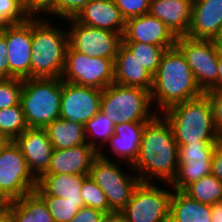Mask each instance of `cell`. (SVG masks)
I'll list each match as a JSON object with an SVG mask.
<instances>
[{"instance_id": "obj_1", "label": "cell", "mask_w": 222, "mask_h": 222, "mask_svg": "<svg viewBox=\"0 0 222 222\" xmlns=\"http://www.w3.org/2000/svg\"><path fill=\"white\" fill-rule=\"evenodd\" d=\"M179 165V147L173 130L163 115L157 113L143 129L139 153L131 167L139 171L141 182L158 177L166 184L174 180Z\"/></svg>"}, {"instance_id": "obj_2", "label": "cell", "mask_w": 222, "mask_h": 222, "mask_svg": "<svg viewBox=\"0 0 222 222\" xmlns=\"http://www.w3.org/2000/svg\"><path fill=\"white\" fill-rule=\"evenodd\" d=\"M203 94L182 51L176 45L166 49L153 75L150 91L151 102L157 101L158 109L161 108L158 112Z\"/></svg>"}, {"instance_id": "obj_3", "label": "cell", "mask_w": 222, "mask_h": 222, "mask_svg": "<svg viewBox=\"0 0 222 222\" xmlns=\"http://www.w3.org/2000/svg\"><path fill=\"white\" fill-rule=\"evenodd\" d=\"M163 112L178 145L215 143L219 138L214 127L212 104L206 94L170 106Z\"/></svg>"}, {"instance_id": "obj_4", "label": "cell", "mask_w": 222, "mask_h": 222, "mask_svg": "<svg viewBox=\"0 0 222 222\" xmlns=\"http://www.w3.org/2000/svg\"><path fill=\"white\" fill-rule=\"evenodd\" d=\"M67 47L68 31L31 18V78H61Z\"/></svg>"}, {"instance_id": "obj_5", "label": "cell", "mask_w": 222, "mask_h": 222, "mask_svg": "<svg viewBox=\"0 0 222 222\" xmlns=\"http://www.w3.org/2000/svg\"><path fill=\"white\" fill-rule=\"evenodd\" d=\"M61 78H26L20 103L28 127L45 128L60 117Z\"/></svg>"}, {"instance_id": "obj_6", "label": "cell", "mask_w": 222, "mask_h": 222, "mask_svg": "<svg viewBox=\"0 0 222 222\" xmlns=\"http://www.w3.org/2000/svg\"><path fill=\"white\" fill-rule=\"evenodd\" d=\"M151 104L150 91L112 83L102 90L100 111L115 125L148 122L158 113L150 111Z\"/></svg>"}, {"instance_id": "obj_7", "label": "cell", "mask_w": 222, "mask_h": 222, "mask_svg": "<svg viewBox=\"0 0 222 222\" xmlns=\"http://www.w3.org/2000/svg\"><path fill=\"white\" fill-rule=\"evenodd\" d=\"M89 175L106 195L111 211L121 212L131 199L140 178L125 174L99 150L94 159Z\"/></svg>"}, {"instance_id": "obj_8", "label": "cell", "mask_w": 222, "mask_h": 222, "mask_svg": "<svg viewBox=\"0 0 222 222\" xmlns=\"http://www.w3.org/2000/svg\"><path fill=\"white\" fill-rule=\"evenodd\" d=\"M114 60L90 57L68 45L61 79L71 84L103 90L114 83Z\"/></svg>"}, {"instance_id": "obj_9", "label": "cell", "mask_w": 222, "mask_h": 222, "mask_svg": "<svg viewBox=\"0 0 222 222\" xmlns=\"http://www.w3.org/2000/svg\"><path fill=\"white\" fill-rule=\"evenodd\" d=\"M37 185L20 147L8 141L0 150V194L9 202L33 192Z\"/></svg>"}, {"instance_id": "obj_10", "label": "cell", "mask_w": 222, "mask_h": 222, "mask_svg": "<svg viewBox=\"0 0 222 222\" xmlns=\"http://www.w3.org/2000/svg\"><path fill=\"white\" fill-rule=\"evenodd\" d=\"M176 46L182 51L197 85L205 94L217 85L218 57L222 51L215 40L180 36Z\"/></svg>"}, {"instance_id": "obj_11", "label": "cell", "mask_w": 222, "mask_h": 222, "mask_svg": "<svg viewBox=\"0 0 222 222\" xmlns=\"http://www.w3.org/2000/svg\"><path fill=\"white\" fill-rule=\"evenodd\" d=\"M172 192L140 182L121 211L128 222H168Z\"/></svg>"}, {"instance_id": "obj_12", "label": "cell", "mask_w": 222, "mask_h": 222, "mask_svg": "<svg viewBox=\"0 0 222 222\" xmlns=\"http://www.w3.org/2000/svg\"><path fill=\"white\" fill-rule=\"evenodd\" d=\"M66 20L72 25L68 30V45L73 50L90 57H116L122 43V36L119 33L83 25L74 18Z\"/></svg>"}, {"instance_id": "obj_13", "label": "cell", "mask_w": 222, "mask_h": 222, "mask_svg": "<svg viewBox=\"0 0 222 222\" xmlns=\"http://www.w3.org/2000/svg\"><path fill=\"white\" fill-rule=\"evenodd\" d=\"M102 90L62 80L60 117L85 124L100 111Z\"/></svg>"}, {"instance_id": "obj_14", "label": "cell", "mask_w": 222, "mask_h": 222, "mask_svg": "<svg viewBox=\"0 0 222 222\" xmlns=\"http://www.w3.org/2000/svg\"><path fill=\"white\" fill-rule=\"evenodd\" d=\"M9 78H31V18L18 24H6Z\"/></svg>"}, {"instance_id": "obj_15", "label": "cell", "mask_w": 222, "mask_h": 222, "mask_svg": "<svg viewBox=\"0 0 222 222\" xmlns=\"http://www.w3.org/2000/svg\"><path fill=\"white\" fill-rule=\"evenodd\" d=\"M177 38L165 23L146 13L125 20L122 42H143L168 49L176 45Z\"/></svg>"}, {"instance_id": "obj_16", "label": "cell", "mask_w": 222, "mask_h": 222, "mask_svg": "<svg viewBox=\"0 0 222 222\" xmlns=\"http://www.w3.org/2000/svg\"><path fill=\"white\" fill-rule=\"evenodd\" d=\"M14 141L20 147L30 172L39 180L47 172L53 154L47 131L29 127Z\"/></svg>"}, {"instance_id": "obj_17", "label": "cell", "mask_w": 222, "mask_h": 222, "mask_svg": "<svg viewBox=\"0 0 222 222\" xmlns=\"http://www.w3.org/2000/svg\"><path fill=\"white\" fill-rule=\"evenodd\" d=\"M98 151L88 143L68 149H53L52 159L44 175H89Z\"/></svg>"}, {"instance_id": "obj_18", "label": "cell", "mask_w": 222, "mask_h": 222, "mask_svg": "<svg viewBox=\"0 0 222 222\" xmlns=\"http://www.w3.org/2000/svg\"><path fill=\"white\" fill-rule=\"evenodd\" d=\"M222 29V0H194L187 36L215 40Z\"/></svg>"}, {"instance_id": "obj_19", "label": "cell", "mask_w": 222, "mask_h": 222, "mask_svg": "<svg viewBox=\"0 0 222 222\" xmlns=\"http://www.w3.org/2000/svg\"><path fill=\"white\" fill-rule=\"evenodd\" d=\"M83 25L100 28L123 35L125 19L114 0H92L74 17Z\"/></svg>"}, {"instance_id": "obj_20", "label": "cell", "mask_w": 222, "mask_h": 222, "mask_svg": "<svg viewBox=\"0 0 222 222\" xmlns=\"http://www.w3.org/2000/svg\"><path fill=\"white\" fill-rule=\"evenodd\" d=\"M114 83L136 86L151 91L153 75L122 42L114 60Z\"/></svg>"}, {"instance_id": "obj_21", "label": "cell", "mask_w": 222, "mask_h": 222, "mask_svg": "<svg viewBox=\"0 0 222 222\" xmlns=\"http://www.w3.org/2000/svg\"><path fill=\"white\" fill-rule=\"evenodd\" d=\"M194 0H150L149 13L165 23L177 36H186Z\"/></svg>"}, {"instance_id": "obj_22", "label": "cell", "mask_w": 222, "mask_h": 222, "mask_svg": "<svg viewBox=\"0 0 222 222\" xmlns=\"http://www.w3.org/2000/svg\"><path fill=\"white\" fill-rule=\"evenodd\" d=\"M147 122H126L115 125L114 135L107 141L118 158L132 167L137 159Z\"/></svg>"}, {"instance_id": "obj_23", "label": "cell", "mask_w": 222, "mask_h": 222, "mask_svg": "<svg viewBox=\"0 0 222 222\" xmlns=\"http://www.w3.org/2000/svg\"><path fill=\"white\" fill-rule=\"evenodd\" d=\"M211 205L174 190L170 198L168 222H211Z\"/></svg>"}, {"instance_id": "obj_24", "label": "cell", "mask_w": 222, "mask_h": 222, "mask_svg": "<svg viewBox=\"0 0 222 222\" xmlns=\"http://www.w3.org/2000/svg\"><path fill=\"white\" fill-rule=\"evenodd\" d=\"M6 210L13 222H54L46 203L35 191L9 201Z\"/></svg>"}, {"instance_id": "obj_25", "label": "cell", "mask_w": 222, "mask_h": 222, "mask_svg": "<svg viewBox=\"0 0 222 222\" xmlns=\"http://www.w3.org/2000/svg\"><path fill=\"white\" fill-rule=\"evenodd\" d=\"M53 149H68L86 144L84 124L59 117L45 127Z\"/></svg>"}, {"instance_id": "obj_26", "label": "cell", "mask_w": 222, "mask_h": 222, "mask_svg": "<svg viewBox=\"0 0 222 222\" xmlns=\"http://www.w3.org/2000/svg\"><path fill=\"white\" fill-rule=\"evenodd\" d=\"M86 175L53 174L43 175L38 185L52 196L66 198L71 201H83L80 190Z\"/></svg>"}, {"instance_id": "obj_27", "label": "cell", "mask_w": 222, "mask_h": 222, "mask_svg": "<svg viewBox=\"0 0 222 222\" xmlns=\"http://www.w3.org/2000/svg\"><path fill=\"white\" fill-rule=\"evenodd\" d=\"M183 192L198 202L213 205L222 201V181L209 174L189 184Z\"/></svg>"}, {"instance_id": "obj_28", "label": "cell", "mask_w": 222, "mask_h": 222, "mask_svg": "<svg viewBox=\"0 0 222 222\" xmlns=\"http://www.w3.org/2000/svg\"><path fill=\"white\" fill-rule=\"evenodd\" d=\"M34 191L44 200L54 222H70L84 201H71L66 198L48 195L39 185Z\"/></svg>"}, {"instance_id": "obj_29", "label": "cell", "mask_w": 222, "mask_h": 222, "mask_svg": "<svg viewBox=\"0 0 222 222\" xmlns=\"http://www.w3.org/2000/svg\"><path fill=\"white\" fill-rule=\"evenodd\" d=\"M212 160L179 161L177 174L169 186L183 191L189 184L211 174Z\"/></svg>"}, {"instance_id": "obj_30", "label": "cell", "mask_w": 222, "mask_h": 222, "mask_svg": "<svg viewBox=\"0 0 222 222\" xmlns=\"http://www.w3.org/2000/svg\"><path fill=\"white\" fill-rule=\"evenodd\" d=\"M28 128L21 103L0 110V134L9 141L15 140Z\"/></svg>"}, {"instance_id": "obj_31", "label": "cell", "mask_w": 222, "mask_h": 222, "mask_svg": "<svg viewBox=\"0 0 222 222\" xmlns=\"http://www.w3.org/2000/svg\"><path fill=\"white\" fill-rule=\"evenodd\" d=\"M84 128L86 142L99 151V147L102 146H99L98 141H96V139L87 141V138L89 140L92 136H94L93 138L98 137L101 140L99 142L105 144V142L107 143V141L114 135L115 124L111 121V119L99 111L94 117L84 124Z\"/></svg>"}, {"instance_id": "obj_32", "label": "cell", "mask_w": 222, "mask_h": 222, "mask_svg": "<svg viewBox=\"0 0 222 222\" xmlns=\"http://www.w3.org/2000/svg\"><path fill=\"white\" fill-rule=\"evenodd\" d=\"M136 56L138 61L154 75L160 64L161 57L166 48L159 45L143 42H123Z\"/></svg>"}, {"instance_id": "obj_33", "label": "cell", "mask_w": 222, "mask_h": 222, "mask_svg": "<svg viewBox=\"0 0 222 222\" xmlns=\"http://www.w3.org/2000/svg\"><path fill=\"white\" fill-rule=\"evenodd\" d=\"M80 194L83 198L84 206L92 207L104 213L112 212L109 208L106 195L90 175L84 177Z\"/></svg>"}, {"instance_id": "obj_34", "label": "cell", "mask_w": 222, "mask_h": 222, "mask_svg": "<svg viewBox=\"0 0 222 222\" xmlns=\"http://www.w3.org/2000/svg\"><path fill=\"white\" fill-rule=\"evenodd\" d=\"M23 79H0V110L14 107L20 103Z\"/></svg>"}, {"instance_id": "obj_35", "label": "cell", "mask_w": 222, "mask_h": 222, "mask_svg": "<svg viewBox=\"0 0 222 222\" xmlns=\"http://www.w3.org/2000/svg\"><path fill=\"white\" fill-rule=\"evenodd\" d=\"M215 143H188L178 145L179 161L212 160Z\"/></svg>"}, {"instance_id": "obj_36", "label": "cell", "mask_w": 222, "mask_h": 222, "mask_svg": "<svg viewBox=\"0 0 222 222\" xmlns=\"http://www.w3.org/2000/svg\"><path fill=\"white\" fill-rule=\"evenodd\" d=\"M28 18L20 0H0V25L18 24L25 22Z\"/></svg>"}, {"instance_id": "obj_37", "label": "cell", "mask_w": 222, "mask_h": 222, "mask_svg": "<svg viewBox=\"0 0 222 222\" xmlns=\"http://www.w3.org/2000/svg\"><path fill=\"white\" fill-rule=\"evenodd\" d=\"M114 2L125 20L149 13L150 0H114Z\"/></svg>"}, {"instance_id": "obj_38", "label": "cell", "mask_w": 222, "mask_h": 222, "mask_svg": "<svg viewBox=\"0 0 222 222\" xmlns=\"http://www.w3.org/2000/svg\"><path fill=\"white\" fill-rule=\"evenodd\" d=\"M92 0H55L54 16L64 19L74 18L77 13Z\"/></svg>"}, {"instance_id": "obj_39", "label": "cell", "mask_w": 222, "mask_h": 222, "mask_svg": "<svg viewBox=\"0 0 222 222\" xmlns=\"http://www.w3.org/2000/svg\"><path fill=\"white\" fill-rule=\"evenodd\" d=\"M24 12L29 18H35L37 13H51L54 15V2L55 0H20Z\"/></svg>"}, {"instance_id": "obj_40", "label": "cell", "mask_w": 222, "mask_h": 222, "mask_svg": "<svg viewBox=\"0 0 222 222\" xmlns=\"http://www.w3.org/2000/svg\"><path fill=\"white\" fill-rule=\"evenodd\" d=\"M205 94L212 104L216 133L219 138H222V89H212Z\"/></svg>"}, {"instance_id": "obj_41", "label": "cell", "mask_w": 222, "mask_h": 222, "mask_svg": "<svg viewBox=\"0 0 222 222\" xmlns=\"http://www.w3.org/2000/svg\"><path fill=\"white\" fill-rule=\"evenodd\" d=\"M9 78V61L7 57L6 24L0 25V79Z\"/></svg>"}, {"instance_id": "obj_42", "label": "cell", "mask_w": 222, "mask_h": 222, "mask_svg": "<svg viewBox=\"0 0 222 222\" xmlns=\"http://www.w3.org/2000/svg\"><path fill=\"white\" fill-rule=\"evenodd\" d=\"M104 215L100 210L83 206L70 222H101Z\"/></svg>"}, {"instance_id": "obj_43", "label": "cell", "mask_w": 222, "mask_h": 222, "mask_svg": "<svg viewBox=\"0 0 222 222\" xmlns=\"http://www.w3.org/2000/svg\"><path fill=\"white\" fill-rule=\"evenodd\" d=\"M211 174L222 181V138L215 142L211 161Z\"/></svg>"}, {"instance_id": "obj_44", "label": "cell", "mask_w": 222, "mask_h": 222, "mask_svg": "<svg viewBox=\"0 0 222 222\" xmlns=\"http://www.w3.org/2000/svg\"><path fill=\"white\" fill-rule=\"evenodd\" d=\"M101 222H128L122 212L112 211L105 213Z\"/></svg>"}, {"instance_id": "obj_45", "label": "cell", "mask_w": 222, "mask_h": 222, "mask_svg": "<svg viewBox=\"0 0 222 222\" xmlns=\"http://www.w3.org/2000/svg\"><path fill=\"white\" fill-rule=\"evenodd\" d=\"M211 222H222V201L211 205Z\"/></svg>"}, {"instance_id": "obj_46", "label": "cell", "mask_w": 222, "mask_h": 222, "mask_svg": "<svg viewBox=\"0 0 222 222\" xmlns=\"http://www.w3.org/2000/svg\"><path fill=\"white\" fill-rule=\"evenodd\" d=\"M217 72V85L213 89H222V51L218 57Z\"/></svg>"}, {"instance_id": "obj_47", "label": "cell", "mask_w": 222, "mask_h": 222, "mask_svg": "<svg viewBox=\"0 0 222 222\" xmlns=\"http://www.w3.org/2000/svg\"><path fill=\"white\" fill-rule=\"evenodd\" d=\"M0 222H13V220L7 210L0 213Z\"/></svg>"}, {"instance_id": "obj_48", "label": "cell", "mask_w": 222, "mask_h": 222, "mask_svg": "<svg viewBox=\"0 0 222 222\" xmlns=\"http://www.w3.org/2000/svg\"><path fill=\"white\" fill-rule=\"evenodd\" d=\"M7 201L4 199V197L0 194V213L6 210Z\"/></svg>"}, {"instance_id": "obj_49", "label": "cell", "mask_w": 222, "mask_h": 222, "mask_svg": "<svg viewBox=\"0 0 222 222\" xmlns=\"http://www.w3.org/2000/svg\"><path fill=\"white\" fill-rule=\"evenodd\" d=\"M9 140L4 136L0 134V150L7 144Z\"/></svg>"}, {"instance_id": "obj_50", "label": "cell", "mask_w": 222, "mask_h": 222, "mask_svg": "<svg viewBox=\"0 0 222 222\" xmlns=\"http://www.w3.org/2000/svg\"><path fill=\"white\" fill-rule=\"evenodd\" d=\"M217 46L222 50V29L219 36L215 39Z\"/></svg>"}]
</instances>
